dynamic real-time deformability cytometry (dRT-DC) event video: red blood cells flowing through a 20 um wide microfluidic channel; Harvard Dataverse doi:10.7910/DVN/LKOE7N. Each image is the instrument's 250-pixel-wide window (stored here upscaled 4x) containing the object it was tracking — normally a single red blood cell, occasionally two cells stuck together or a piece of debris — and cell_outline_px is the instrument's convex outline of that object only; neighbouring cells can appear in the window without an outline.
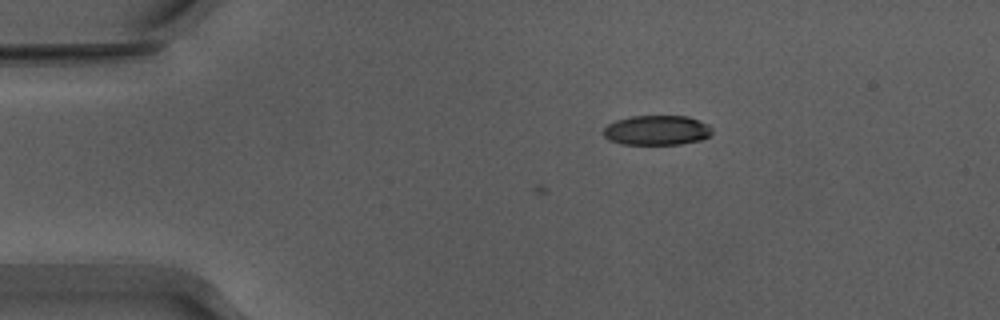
{"species": "Egyptian fruit bat (a non-hibernating species)", "species_latin": "Rousettus aegyptiacus", "temperature_condition": "warm", "stored_images_in_passage": 4, "camera_frame_rate_fps": 3000, "um_per_image_px": 0.085, "animal": {"sex": "male"}, "frame": {"image": 1, "passage_image": 4, "time_ms": 1.0, "image_size_px": [1000, 320], "cell_outline_px": [[712, 132], [708, 136], [700, 140], [680, 144], [620, 144], [608, 140], [604, 136], [604, 128], [608, 124], [616, 120], [632, 116], [688, 116], [708, 124], [712, 128]], "centroid_in_image_um": [55.82, 11.07], "position_along_channel_um": 29.2, "area_um2": 18.84}}